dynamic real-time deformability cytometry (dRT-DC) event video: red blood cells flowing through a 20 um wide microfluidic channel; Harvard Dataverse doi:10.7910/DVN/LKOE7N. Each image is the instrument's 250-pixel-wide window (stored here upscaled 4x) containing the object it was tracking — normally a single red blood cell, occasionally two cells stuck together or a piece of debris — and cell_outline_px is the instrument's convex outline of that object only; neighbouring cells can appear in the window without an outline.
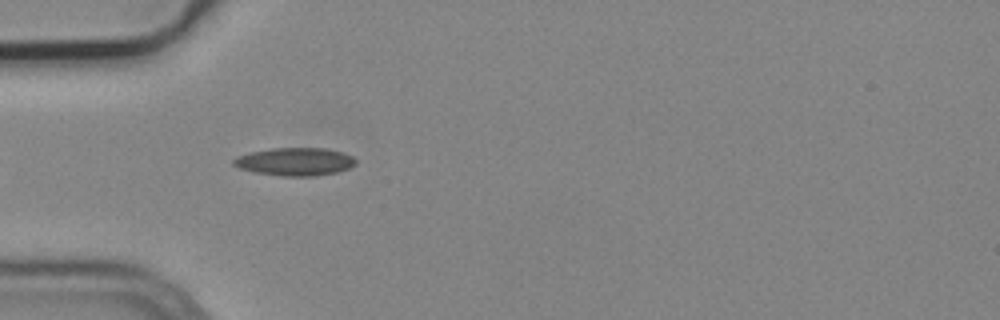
{"species": "common noctule bat (a hibernating species)", "species_latin": "Nyctalus noctula", "temperature_condition": "cold", "stored_images_in_passage": 10, "camera_frame_rate_fps": 3000, "um_per_image_px": 0.085, "animal": {"sex": "male", "body_mass_g": 19.2, "forearm_length_mm": 51.8}, "frame": {"image": 1, "passage_image": 5, "time_ms": 1.333, "image_size_px": [1000, 320], "cell_outline_px": [[356, 164], [348, 168], [336, 172], [316, 176], [280, 176], [252, 172], [240, 168], [232, 164], [232, 160], [236, 156], [252, 152], [272, 148], [324, 148], [344, 152], [352, 156], [356, 160]], "centroid_in_image_um": [25.06, 13.74], "position_along_channel_um": 59.9, "area_um2": 20.0}}